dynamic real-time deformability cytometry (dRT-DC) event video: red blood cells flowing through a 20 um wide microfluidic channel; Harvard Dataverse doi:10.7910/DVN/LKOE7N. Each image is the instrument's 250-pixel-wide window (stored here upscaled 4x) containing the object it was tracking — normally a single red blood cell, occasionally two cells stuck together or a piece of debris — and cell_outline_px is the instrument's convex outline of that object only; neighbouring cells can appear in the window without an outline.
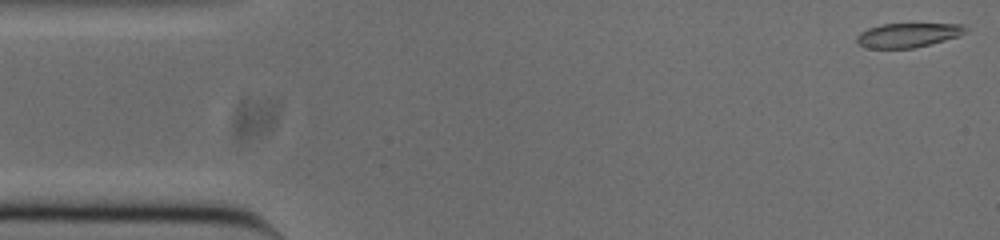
{"species": "common noctule bat (a hibernating species)", "species_latin": "Nyctalus noctula", "temperature_condition": "cold", "stored_images_in_passage": 53, "camera_frame_rate_fps": 3000, "um_per_image_px": 0.085, "animal": {"sex": "male", "body_mass_g": 20.0, "forearm_length_mm": 53.3}, "frame": {"image": 1, "passage_image": 1, "time_ms": 0.0, "image_size_px": [1000, 240], "cell_outline_px": [[968, 32], [960, 36], [912, 48], [864, 48], [856, 40], [856, 36], [860, 32], [868, 28], [880, 24], [964, 24], [968, 28]], "centroid_in_image_um": [77.19, 2.98], "position_along_channel_um": 7.8, "area_um2": 15.43}}
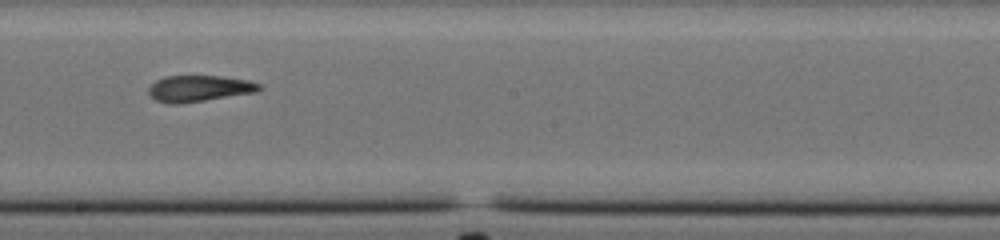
{"frame": {"image": 2, "passage_image": 28, "time_ms": 9.0, "image_size_px": [1000, 240], "cell_outline_px": [[264, 88], [256, 92], [204, 100], [176, 104], [168, 104], [156, 100], [148, 92], [148, 88], [156, 80], [164, 76], [220, 76], [248, 80], [260, 84]], "centroid_in_image_um": [16.93, 7.51], "position_along_channel_um": 231.3, "area_um2": 16.82}}
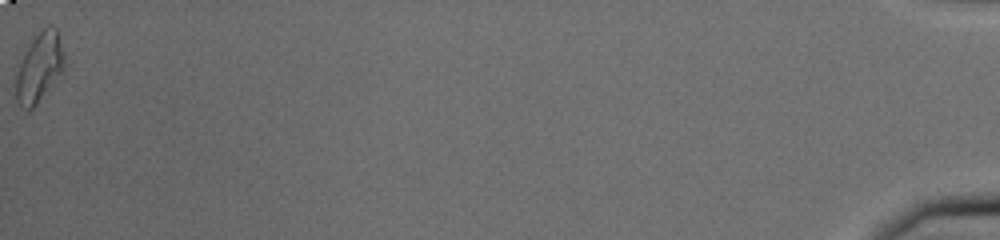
{"frame": {"image": 3, "passage_image": 53, "time_ms": 17.333, "image_size_px": [1000, 240], "cell_outline_px": [[64, 64], [60, 72], [36, 104], [32, 108], [24, 108], [16, 100], [16, 76], [24, 52], [32, 40], [48, 24], [52, 24], [56, 28], [64, 56]], "centroid_in_image_um": [3.32, 5.69], "position_along_channel_um": 431.9, "area_um2": 18.61}, "authors_computed_cell_mechanics": {"area_um2": 17.1088, "velocity_mm_per_s": 3.7771, "shape_relaxation_time_tau1_ms": null, "shape_relaxation_time_tau2_ms": 3.9676, "deformation_change_tau1": null, "deformation_change_tau2": 0.1353}}